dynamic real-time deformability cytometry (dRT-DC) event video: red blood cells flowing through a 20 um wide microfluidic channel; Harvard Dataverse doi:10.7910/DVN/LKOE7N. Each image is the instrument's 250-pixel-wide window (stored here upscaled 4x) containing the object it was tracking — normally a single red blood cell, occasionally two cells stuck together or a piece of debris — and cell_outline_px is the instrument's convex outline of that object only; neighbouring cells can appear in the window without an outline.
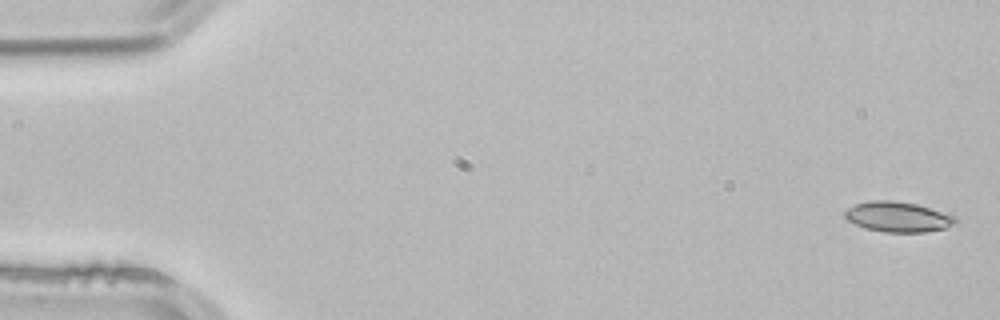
{"species": "common noctule bat (a hibernating species)", "species_latin": "Nyctalus noctula", "temperature_condition": "room temperature", "stored_images_in_passage": 4, "camera_frame_rate_fps": 3000, "um_per_image_px": 0.085, "animal": {"sex": "male", "body_mass_g": 21.5, "forearm_length_mm": 52.0}, "frame": {"image": 1, "passage_image": 1, "time_ms": 0.0, "image_size_px": [1000, 320], "cell_outline_px": [[956, 224], [944, 228], [924, 232], [884, 232], [864, 228], [848, 220], [844, 216], [844, 212], [848, 208], [856, 204], [868, 200], [892, 200], [916, 204], [956, 216]], "centroid_in_image_um": [76.31, 18.43], "position_along_channel_um": 8.7, "area_um2": 19.42}}
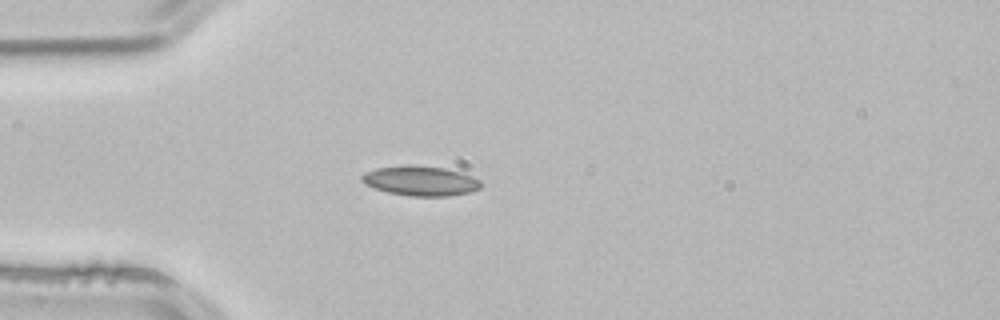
{"frame": {"image": 2, "passage_image": 4, "time_ms": 1.0, "image_size_px": [1000, 320], "cell_outline_px": [[480, 188], [472, 192], [448, 196], [412, 196], [388, 192], [364, 184], [360, 180], [360, 176], [364, 172], [376, 168], [408, 164], [444, 168], [460, 172], [472, 176], [480, 180]], "centroid_in_image_um": [35.72, 15.36], "position_along_channel_um": 49.3, "area_um2": 20.75}}